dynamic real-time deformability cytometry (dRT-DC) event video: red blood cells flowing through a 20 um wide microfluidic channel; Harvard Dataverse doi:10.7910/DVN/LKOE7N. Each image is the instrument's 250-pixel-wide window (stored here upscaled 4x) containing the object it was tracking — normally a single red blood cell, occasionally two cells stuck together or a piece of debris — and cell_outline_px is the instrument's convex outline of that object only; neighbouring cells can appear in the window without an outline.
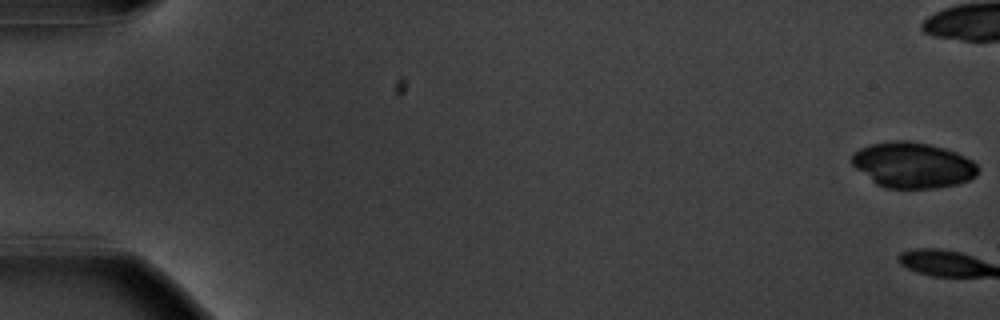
{"species": "common noctule bat (a hibernating species)", "species_latin": "Nyctalus noctula", "temperature_condition": "warm", "stored_images_in_passage": 3, "camera_frame_rate_fps": 3000, "um_per_image_px": 0.085, "animal": {"sex": "male", "body_mass_g": 20.1, "forearm_length_mm": 53.5}, "frame": {"image": 1, "passage_image": 1, "time_ms": 0.0, "image_size_px": [1000, 320], "cell_outline_px": [[980, 168], [976, 176], [968, 180], [956, 184], [936, 188], [884, 188], [876, 184], [856, 168], [852, 164], [852, 152], [860, 148], [872, 144], [892, 140], [908, 140], [932, 144], [956, 152], [972, 160]], "centroid_in_image_um": [77.59, 14.02], "position_along_channel_um": 7.4, "area_um2": 33.7}}